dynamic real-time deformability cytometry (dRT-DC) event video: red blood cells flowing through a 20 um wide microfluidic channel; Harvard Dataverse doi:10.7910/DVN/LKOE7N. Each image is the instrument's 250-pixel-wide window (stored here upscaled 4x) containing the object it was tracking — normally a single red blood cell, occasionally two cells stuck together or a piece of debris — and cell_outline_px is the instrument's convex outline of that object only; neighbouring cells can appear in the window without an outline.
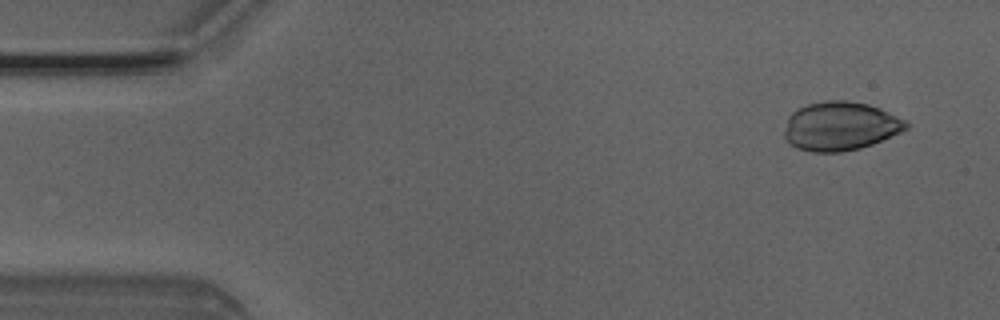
{"species": "Egyptian fruit bat (a non-hibernating species)", "species_latin": "Rousettus aegyptiacus", "temperature_condition": "room temperature", "stored_images_in_passage": 4, "camera_frame_rate_fps": 3000, "um_per_image_px": 0.085, "animal": {"sex": "male"}, "frame": {"image": 1, "passage_image": 1, "time_ms": 0.0, "image_size_px": [1000, 320], "cell_outline_px": [[912, 124], [908, 128], [900, 132], [872, 144], [860, 148], [840, 152], [812, 152], [796, 148], [788, 144], [784, 140], [784, 132], [788, 116], [796, 108], [808, 104], [824, 100], [844, 100], [868, 104], [880, 108]], "centroid_in_image_um": [71.38, 10.72], "position_along_channel_um": 13.6, "area_um2": 34.85}}